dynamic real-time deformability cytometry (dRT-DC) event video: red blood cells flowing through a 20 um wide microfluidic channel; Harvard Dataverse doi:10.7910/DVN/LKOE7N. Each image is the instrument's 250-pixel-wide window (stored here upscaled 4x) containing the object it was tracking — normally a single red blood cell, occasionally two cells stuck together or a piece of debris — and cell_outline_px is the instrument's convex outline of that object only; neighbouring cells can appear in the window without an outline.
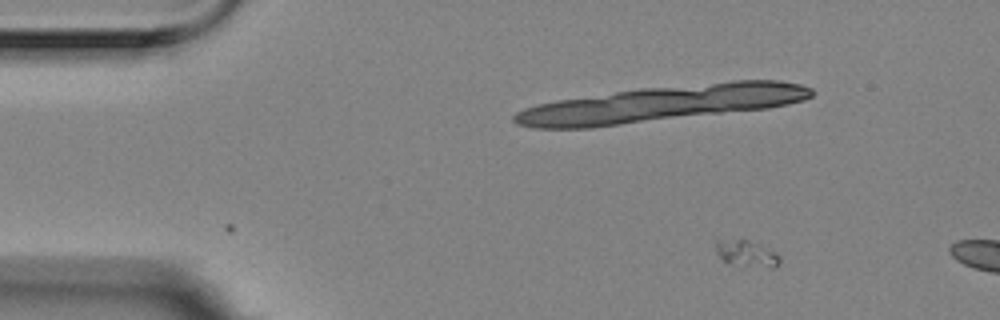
{"species": "Egyptian fruit bat (a non-hibernating species)", "species_latin": "Rousettus aegyptiacus", "temperature_condition": "room temperature", "stored_images_in_passage": 4, "camera_frame_rate_fps": 3000, "um_per_image_px": 0.085, "animal": {"sex": "female"}, "frame": {"image": 1, "passage_image": 4, "time_ms": 1.0, "image_size_px": [1000, 320], "cell_outline_px": [[780, 264], [776, 268], [768, 268], [744, 264], [724, 260], [716, 252], [712, 236], [748, 240], [760, 244], [776, 252], [780, 256]], "centroid_in_image_um": [63.41, 21.46], "position_along_channel_um": 21.6, "area_um2": 10.12}}